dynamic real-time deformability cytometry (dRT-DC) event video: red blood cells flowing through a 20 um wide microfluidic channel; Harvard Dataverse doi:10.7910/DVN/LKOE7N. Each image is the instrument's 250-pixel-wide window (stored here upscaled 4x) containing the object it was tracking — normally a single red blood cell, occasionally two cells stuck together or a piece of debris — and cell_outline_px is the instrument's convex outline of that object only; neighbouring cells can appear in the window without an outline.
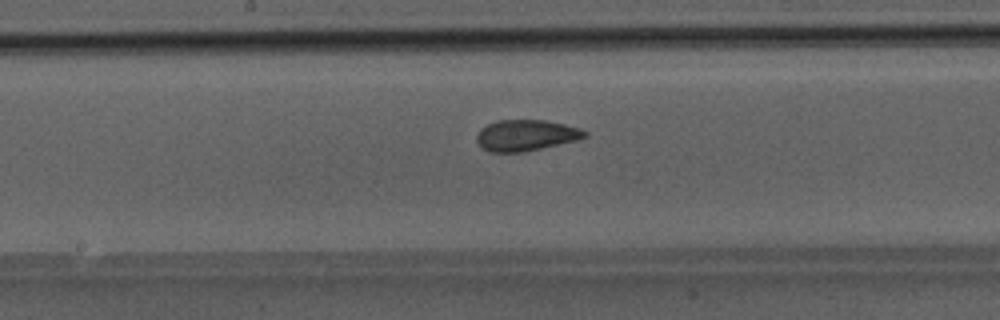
{"species": "Egyptian fruit bat (a non-hibernating species)", "species_latin": "Rousettus aegyptiacus", "temperature_condition": "room temperature", "stored_images_in_passage": 33, "camera_frame_rate_fps": 3000, "um_per_image_px": 0.085, "animal": {"sex": "male"}, "frame": {"image": 1, "passage_image": 19, "time_ms": 6.0, "image_size_px": [1000, 320], "cell_outline_px": [[588, 136], [576, 140], [524, 152], [488, 152], [480, 148], [476, 140], [476, 136], [480, 128], [488, 124], [500, 120], [544, 120], [564, 124], [580, 128], [588, 132]], "centroid_in_image_um": [44.67, 11.51], "position_along_channel_um": 203.5, "area_um2": 19.65}}